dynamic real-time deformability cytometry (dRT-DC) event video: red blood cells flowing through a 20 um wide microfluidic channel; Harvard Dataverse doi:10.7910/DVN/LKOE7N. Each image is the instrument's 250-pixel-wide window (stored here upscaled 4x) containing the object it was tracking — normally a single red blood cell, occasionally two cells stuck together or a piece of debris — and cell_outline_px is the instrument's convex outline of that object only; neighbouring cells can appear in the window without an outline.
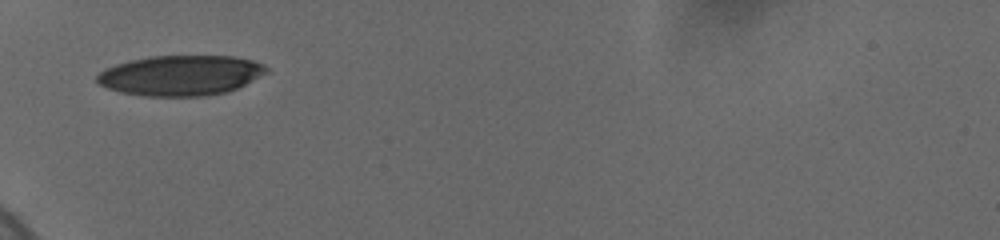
{"species": "human", "species_latin": "Homo sapiens", "temperature_condition": "cold", "stored_images_in_passage": 27, "camera_frame_rate_fps": 3000, "um_per_image_px": 0.085, "donor": {"sex": "female"}, "frame": {"image": 1, "passage_image": 1, "time_ms": 0.0, "image_size_px": [1000, 240], "cell_outline_px": [[268, 72], [228, 92], [204, 96], [144, 96], [120, 92], [108, 88], [100, 84], [96, 80], [96, 76], [104, 68], [116, 64], [132, 60], [152, 56], [236, 56], [252, 60], [264, 64], [268, 68]], "centroid_in_image_um": [15.36, 6.41], "position_along_channel_um": 69.6, "area_um2": 39.65}}
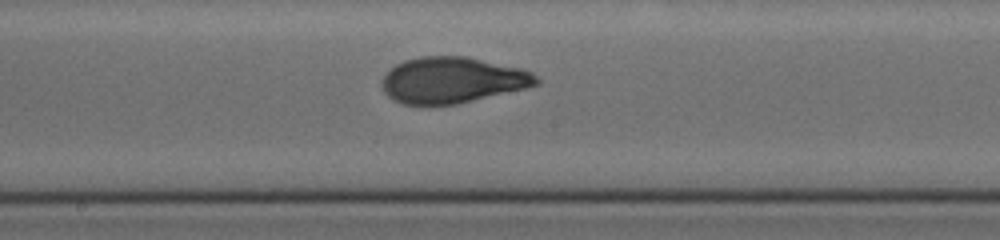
{"frame": {"image": 2, "passage_image": 13, "time_ms": 4.0, "image_size_px": [1000, 240], "cell_outline_px": [[540, 84], [524, 88], [456, 104], [404, 104], [388, 96], [384, 92], [380, 84], [384, 76], [396, 64], [404, 60], [420, 56], [468, 56], [520, 68], [532, 72], [540, 80]], "centroid_in_image_um": [38.45, 6.79], "position_along_channel_um": 209.8, "area_um2": 41.15}}
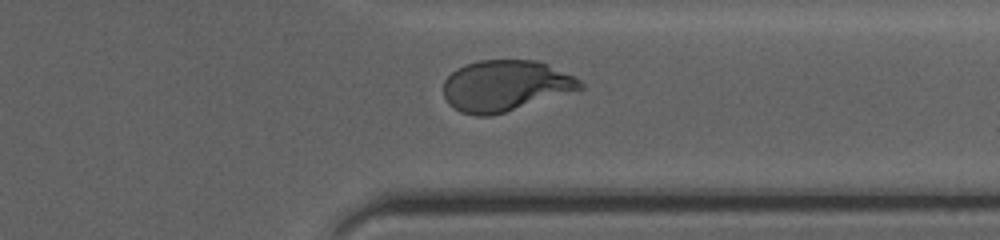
{"frame": {"image": 3, "passage_image": 24, "time_ms": 8.333, "image_size_px": [1000, 240], "cell_outline_px": [[584, 88], [504, 112], [488, 116], [476, 116], [460, 112], [448, 104], [444, 96], [444, 80], [456, 68], [464, 64], [480, 60], [536, 60], [548, 64], [580, 80], [584, 84]], "centroid_in_image_um": [42.91, 7.28], "position_along_channel_um": 368.5, "area_um2": 40.4}, "authors_computed_cell_mechanics": {"area_um2": 41.2692, "velocity_mm_per_s": 3.6677, "shape_relaxation_time_tau1_ms": 4.098, "shape_relaxation_time_tau2_ms": 0.756, "deformation_change_tau1": 0.1532, "deformation_change_tau2": 0.0359}}